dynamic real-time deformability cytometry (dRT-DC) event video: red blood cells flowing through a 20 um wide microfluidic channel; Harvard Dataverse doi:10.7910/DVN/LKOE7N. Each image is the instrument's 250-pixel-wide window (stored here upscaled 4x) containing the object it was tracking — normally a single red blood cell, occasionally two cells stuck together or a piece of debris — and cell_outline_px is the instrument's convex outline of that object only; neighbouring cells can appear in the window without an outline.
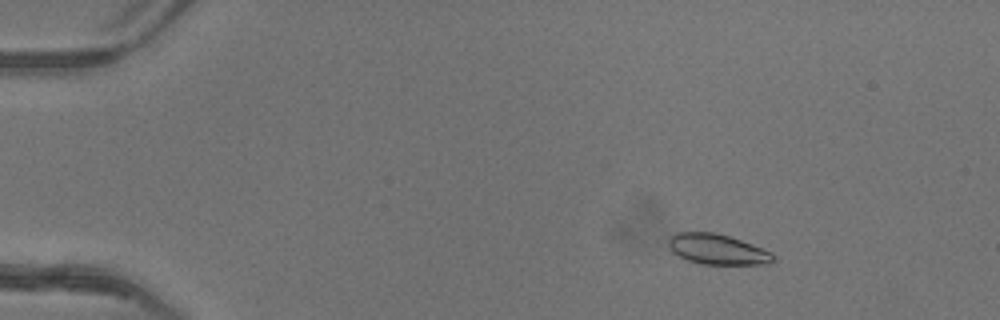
{"species": "common noctule bat (a hibernating species)", "species_latin": "Nyctalus noctula", "temperature_condition": "warm", "stored_images_in_passage": 51, "camera_frame_rate_fps": 3000, "um_per_image_px": 0.085, "animal": {"sex": "female"}, "frame": {"image": 1, "passage_image": 8, "time_ms": 2.333, "image_size_px": [1000, 320], "cell_outline_px": [[776, 260], [768, 264], [700, 264], [688, 260], [672, 252], [668, 248], [668, 236], [676, 232], [716, 232], [740, 240], [772, 252], [776, 256]], "centroid_in_image_um": [60.96, 21.19], "position_along_channel_um": 24.0, "area_um2": 18.67}}
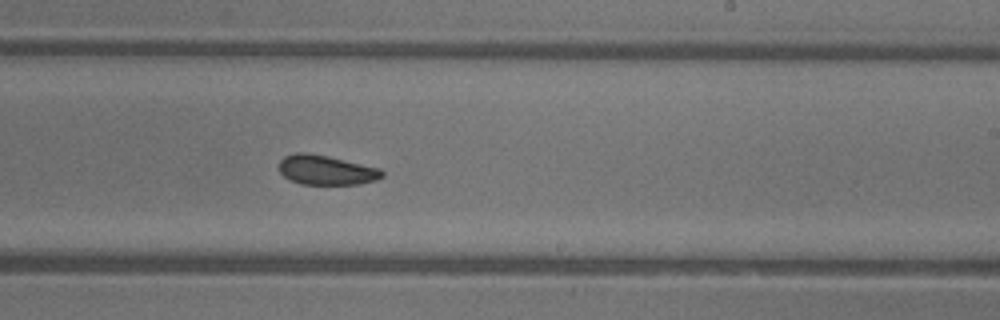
{"frame": {"image": 2, "passage_image": 32, "time_ms": 10.333, "image_size_px": [1000, 320], "cell_outline_px": [[384, 176], [376, 180], [360, 184], [300, 184], [288, 180], [280, 172], [280, 160], [284, 156], [296, 152], [308, 152], [328, 156], [380, 168], [384, 172]], "centroid_in_image_um": [27.72, 14.45], "position_along_channel_um": 261.3, "area_um2": 17.92}}
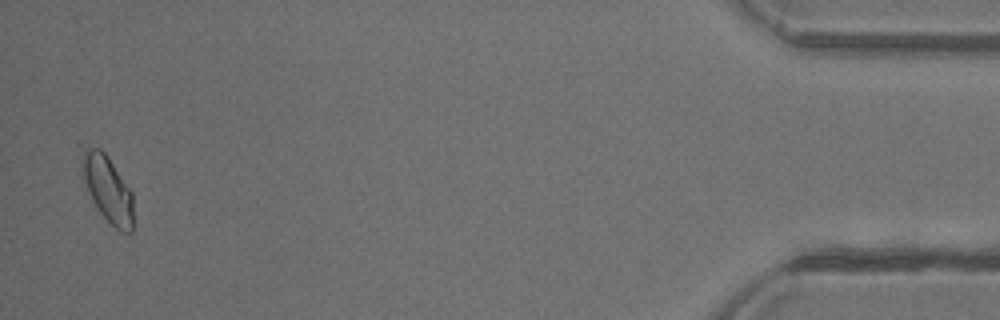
{"frame": {"image": 3, "passage_image": 50, "time_ms": 16.333, "image_size_px": [1000, 320], "cell_outline_px": [[132, 232], [120, 232], [100, 212], [92, 200], [84, 176], [76, 144], [80, 144], [100, 148], [108, 156], [132, 192]], "centroid_in_image_um": [9.09, 15.92], "position_along_channel_um": 426.1, "area_um2": 20.0}, "authors_computed_cell_mechanics": {"area_um2": 18.496, "velocity_mm_per_s": 4.1612, "shape_relaxation_time_tau1_ms": 3.1847, "shape_relaxation_time_tau2_ms": 3.0798, "deformation_change_tau1": 0.0848, "deformation_change_tau2": 0.0672}}